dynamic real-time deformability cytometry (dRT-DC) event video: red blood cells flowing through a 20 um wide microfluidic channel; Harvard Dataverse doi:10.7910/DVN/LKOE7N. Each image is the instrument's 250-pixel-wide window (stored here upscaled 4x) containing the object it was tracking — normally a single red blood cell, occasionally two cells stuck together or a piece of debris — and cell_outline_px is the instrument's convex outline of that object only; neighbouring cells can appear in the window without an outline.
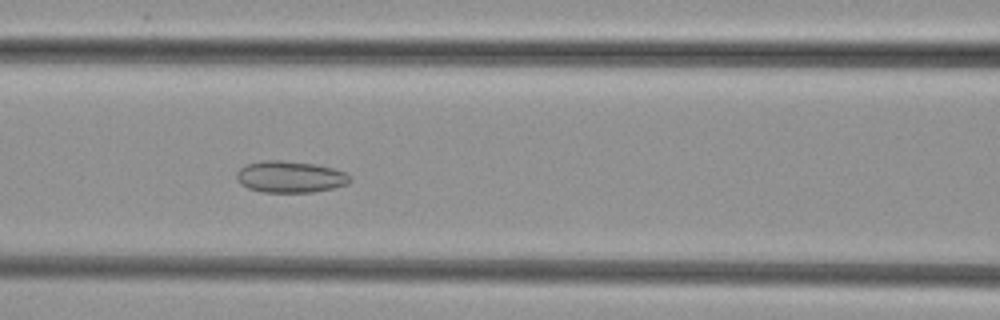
{"species": "common noctule bat (a hibernating species)", "species_latin": "Nyctalus noctula", "temperature_condition": "cold", "stored_images_in_passage": 43, "camera_frame_rate_fps": 3000, "um_per_image_px": 0.085, "animal": {"sex": "female", "body_mass_g": 29.2, "forearm_length_mm": 56.3}, "frame": {"image": 1, "passage_image": 20, "time_ms": 6.333, "image_size_px": [1000, 320], "cell_outline_px": [[352, 180], [348, 184], [332, 188], [312, 192], [260, 192], [248, 188], [240, 184], [236, 180], [236, 172], [244, 164], [264, 160], [280, 160], [316, 164], [332, 168], [344, 172], [352, 176]], "centroid_in_image_um": [24.64, 15.03], "position_along_channel_um": 142.0, "area_um2": 21.1}}
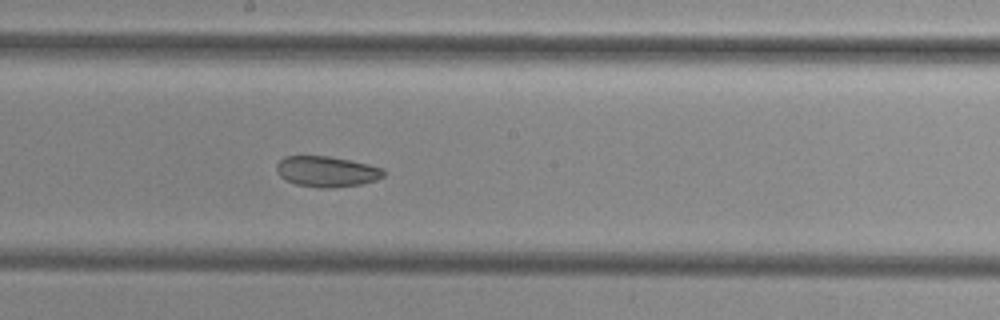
{"frame": {"image": 2, "passage_image": 26, "time_ms": 8.333, "image_size_px": [1000, 320], "cell_outline_px": [[384, 176], [376, 180], [360, 184], [332, 188], [316, 188], [296, 184], [284, 180], [276, 172], [276, 164], [284, 156], [328, 156], [368, 164], [384, 168]], "centroid_in_image_um": [27.74, 14.59], "position_along_channel_um": 220.5, "area_um2": 19.25}}
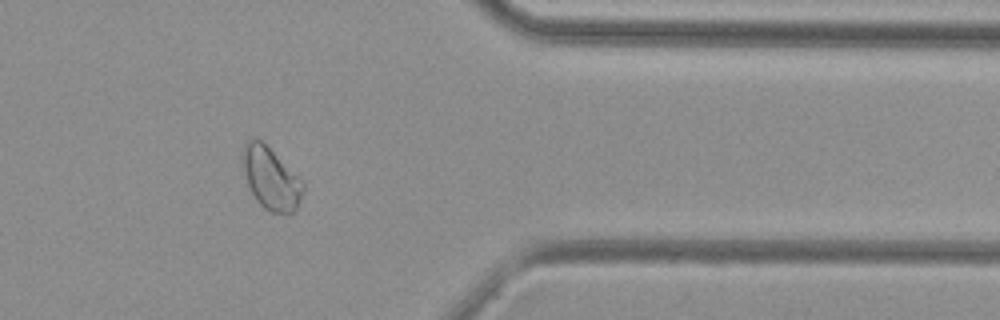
{"frame": {"image": 3, "passage_image": 40, "time_ms": 13.0, "image_size_px": [1000, 320], "cell_outline_px": [[304, 188], [300, 200], [296, 208], [292, 212], [272, 212], [264, 208], [256, 200], [248, 184], [240, 160], [240, 156], [244, 144], [248, 140], [256, 136], [304, 184]], "centroid_in_image_um": [22.96, 15.15], "position_along_channel_um": 388.4, "area_um2": 21.27}}